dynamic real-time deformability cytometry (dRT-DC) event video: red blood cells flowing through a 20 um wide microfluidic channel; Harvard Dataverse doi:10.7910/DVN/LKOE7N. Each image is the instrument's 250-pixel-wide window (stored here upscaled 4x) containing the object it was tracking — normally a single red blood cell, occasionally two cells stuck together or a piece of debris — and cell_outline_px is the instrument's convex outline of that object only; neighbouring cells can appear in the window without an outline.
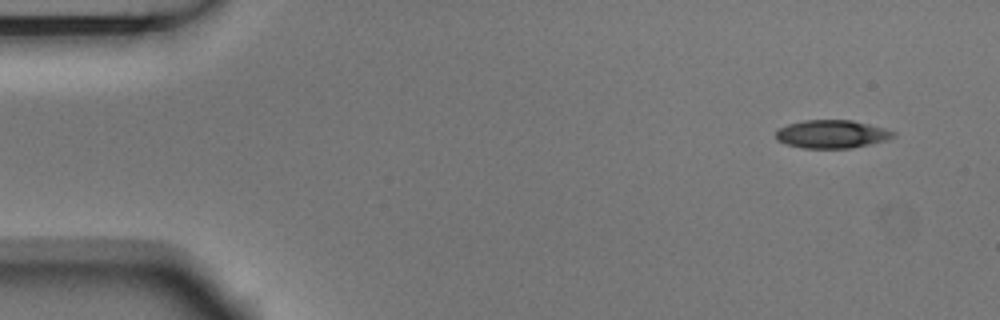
{"species": "Egyptian fruit bat (a non-hibernating species)", "species_latin": "Rousettus aegyptiacus", "temperature_condition": "room temperature", "stored_images_in_passage": 4, "camera_frame_rate_fps": 3000, "um_per_image_px": 0.085, "animal": {"sex": "male"}, "frame": {"image": 1, "passage_image": 1, "time_ms": 0.0, "image_size_px": [1000, 320], "cell_outline_px": [[896, 136], [884, 140], [852, 148], [804, 148], [788, 144], [776, 140], [776, 128], [788, 124], [804, 120], [852, 120], [884, 128], [896, 132]], "centroid_in_image_um": [70.68, 11.39], "position_along_channel_um": 14.3, "area_um2": 19.19}}
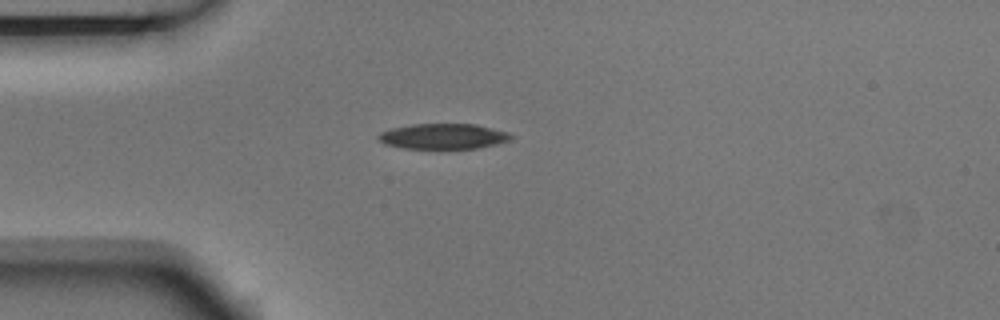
{"frame": {"image": 2, "passage_image": 3, "time_ms": 0.667, "image_size_px": [1000, 320], "cell_outline_px": [[516, 136], [512, 140], [496, 144], [476, 148], [404, 148], [384, 144], [376, 136], [380, 132], [392, 128], [412, 124], [476, 124], [508, 132]], "centroid_in_image_um": [37.71, 11.58], "position_along_channel_um": 47.3, "area_um2": 19.65}}